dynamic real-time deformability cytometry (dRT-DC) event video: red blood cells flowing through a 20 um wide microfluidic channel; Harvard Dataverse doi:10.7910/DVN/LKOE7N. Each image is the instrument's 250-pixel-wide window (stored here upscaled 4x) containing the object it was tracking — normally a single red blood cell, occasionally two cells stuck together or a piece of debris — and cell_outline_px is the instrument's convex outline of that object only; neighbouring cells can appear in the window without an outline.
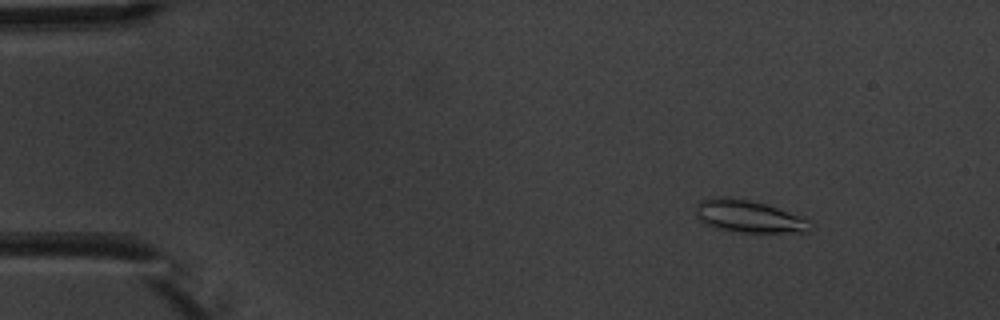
{"species": "common noctule bat (a hibernating species)", "species_latin": "Nyctalus noctula", "temperature_condition": "warm", "stored_images_in_passage": 5, "camera_frame_rate_fps": 3000, "um_per_image_px": 0.085, "animal": {"sex": "male", "body_mass_g": 20.1, "forearm_length_mm": 53.5}, "frame": {"image": 1, "passage_image": 2, "time_ms": 1.0, "image_size_px": [1000, 320], "cell_outline_px": [[812, 228], [808, 232], [732, 232], [704, 224], [696, 216], [696, 204], [700, 200], [712, 196], [728, 196], [748, 200], [764, 204], [788, 212], [808, 220]], "centroid_in_image_um": [63.55, 18.39], "position_along_channel_um": 21.4, "area_um2": 21.5}}